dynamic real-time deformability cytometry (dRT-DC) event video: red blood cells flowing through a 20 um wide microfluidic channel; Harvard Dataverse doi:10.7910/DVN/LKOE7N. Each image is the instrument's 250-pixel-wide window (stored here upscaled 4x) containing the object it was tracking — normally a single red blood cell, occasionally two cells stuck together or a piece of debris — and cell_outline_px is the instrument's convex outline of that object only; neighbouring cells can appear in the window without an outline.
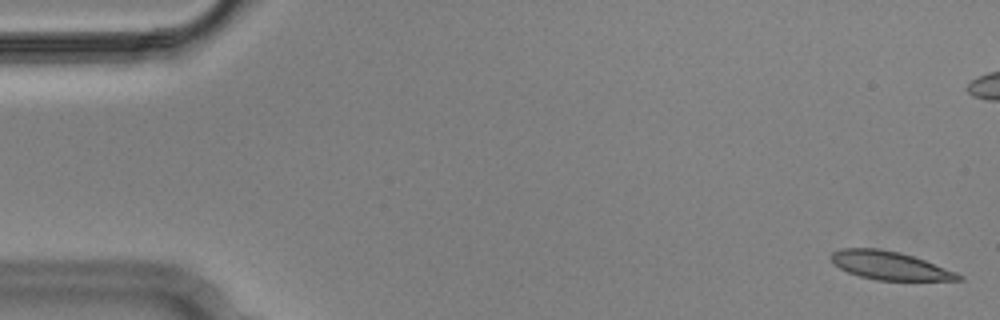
{"species": "Egyptian fruit bat (a non-hibernating species)", "species_latin": "Rousettus aegyptiacus", "temperature_condition": "cold", "stored_images_in_passage": 6, "camera_frame_rate_fps": 3000, "um_per_image_px": 0.085, "animal": {"sex": "male"}, "frame": {"image": 1, "passage_image": 1, "time_ms": 0.0, "image_size_px": [1000, 320], "cell_outline_px": [[964, 280], [876, 280], [860, 276], [848, 272], [840, 268], [828, 256], [832, 252], [840, 248], [876, 248], [900, 252], [924, 260], [956, 272], [964, 276]], "centroid_in_image_um": [75.61, 22.56], "position_along_channel_um": 9.4, "area_um2": 20.87}}